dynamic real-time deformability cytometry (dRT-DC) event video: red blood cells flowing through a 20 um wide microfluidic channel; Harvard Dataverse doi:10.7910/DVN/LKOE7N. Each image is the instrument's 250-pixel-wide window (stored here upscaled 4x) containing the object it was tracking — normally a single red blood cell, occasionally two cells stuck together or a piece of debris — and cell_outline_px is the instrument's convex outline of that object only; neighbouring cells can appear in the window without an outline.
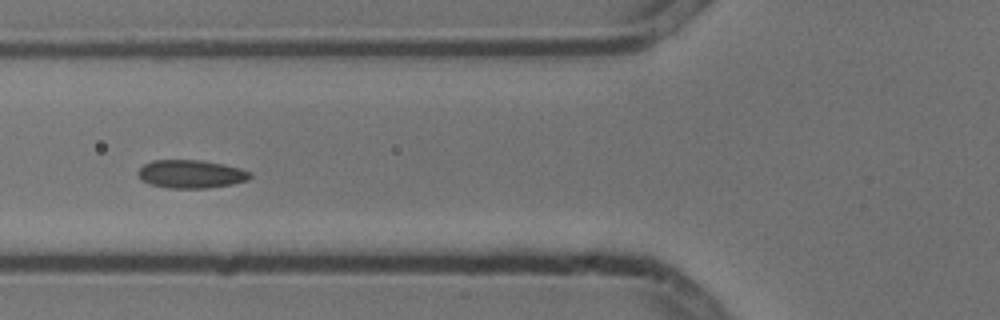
{"species": "common noctule bat (a hibernating species)", "species_latin": "Nyctalus noctula", "temperature_condition": "cold", "stored_images_in_passage": 9, "camera_frame_rate_fps": 3000, "um_per_image_px": 0.085, "animal": {"sex": "male", "body_mass_g": 13.3}, "frame": {"image": 1, "passage_image": 6, "time_ms": 1.667, "image_size_px": [1000, 320], "cell_outline_px": [[252, 176], [248, 180], [232, 184], [208, 188], [168, 188], [152, 184], [140, 180], [136, 172], [144, 164], [152, 160], [200, 160], [224, 164], [240, 168], [252, 172]], "centroid_in_image_um": [16.24, 14.79], "position_along_channel_um": 109.6, "area_um2": 18.55}}
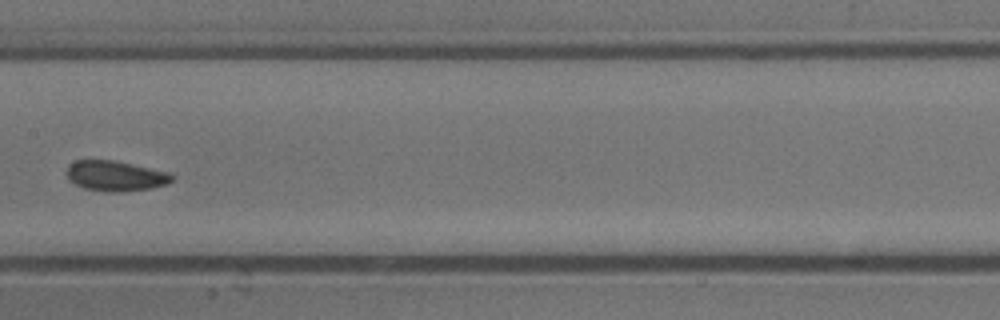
{"frame": {"image": 2, "passage_image": 8, "time_ms": 2.333, "image_size_px": [1000, 320], "cell_outline_px": [[176, 176], [168, 184], [152, 188], [116, 192], [112, 192], [84, 188], [76, 184], [68, 176], [68, 164], [76, 160], [112, 160], [168, 172]], "centroid_in_image_um": [9.85, 14.95], "position_along_channel_um": 197.5, "area_um2": 18.26}}
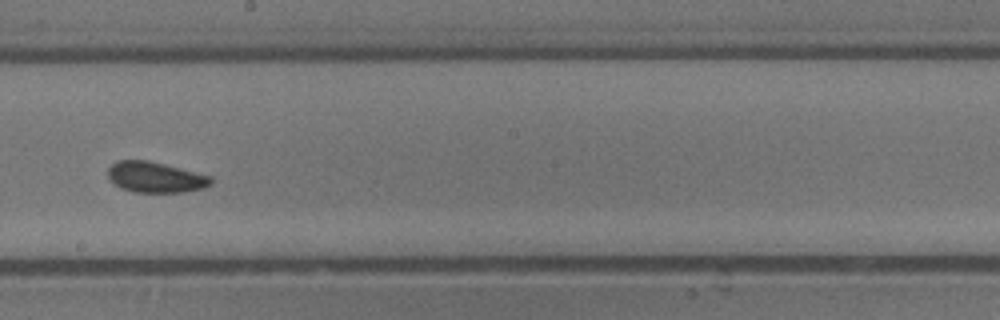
{"frame": {"image": 3, "passage_image": 9, "time_ms": 2.667, "image_size_px": [1000, 320], "cell_outline_px": [[212, 184], [204, 188], [184, 192], [136, 192], [120, 188], [108, 176], [108, 168], [116, 160], [148, 160], [212, 176]], "centroid_in_image_um": [13.23, 15.06], "position_along_channel_um": 235.0, "area_um2": 18.38}}